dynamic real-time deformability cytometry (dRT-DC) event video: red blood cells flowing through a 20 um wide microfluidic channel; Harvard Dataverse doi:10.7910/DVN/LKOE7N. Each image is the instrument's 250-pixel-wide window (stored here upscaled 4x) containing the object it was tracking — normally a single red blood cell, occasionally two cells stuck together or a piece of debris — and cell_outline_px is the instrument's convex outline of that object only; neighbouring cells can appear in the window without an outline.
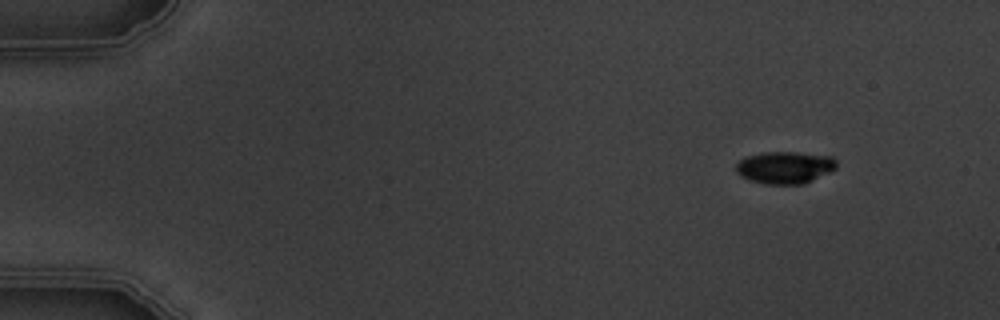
{"species": "common noctule bat (a hibernating species)", "species_latin": "Nyctalus noctula", "temperature_condition": "warm", "stored_images_in_passage": 4, "camera_frame_rate_fps": 3000, "um_per_image_px": 0.085, "animal": {"sex": "male", "body_mass_g": 19.5, "forearm_length_mm": 54.6}, "frame": {"image": 1, "passage_image": 1, "time_ms": 0.0, "image_size_px": [1000, 320], "cell_outline_px": [[836, 168], [804, 184], [764, 184], [740, 176], [736, 172], [736, 164], [744, 156], [764, 152], [796, 152], [832, 156], [836, 160]], "centroid_in_image_um": [66.69, 14.22], "position_along_channel_um": 18.3, "area_um2": 18.84}}
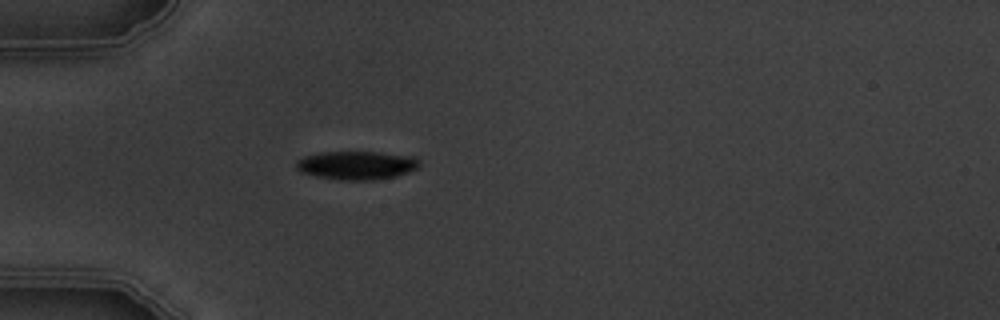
{"frame": {"image": 2, "passage_image": 4, "time_ms": 3.667, "image_size_px": [1000, 320], "cell_outline_px": [[420, 164], [416, 168], [408, 172], [396, 176], [372, 180], [336, 180], [316, 176], [300, 172], [296, 168], [296, 160], [304, 156], [320, 152], [380, 152], [416, 156], [420, 160]], "centroid_in_image_um": [30.31, 14.04], "position_along_channel_um": 54.7, "area_um2": 20.69}}